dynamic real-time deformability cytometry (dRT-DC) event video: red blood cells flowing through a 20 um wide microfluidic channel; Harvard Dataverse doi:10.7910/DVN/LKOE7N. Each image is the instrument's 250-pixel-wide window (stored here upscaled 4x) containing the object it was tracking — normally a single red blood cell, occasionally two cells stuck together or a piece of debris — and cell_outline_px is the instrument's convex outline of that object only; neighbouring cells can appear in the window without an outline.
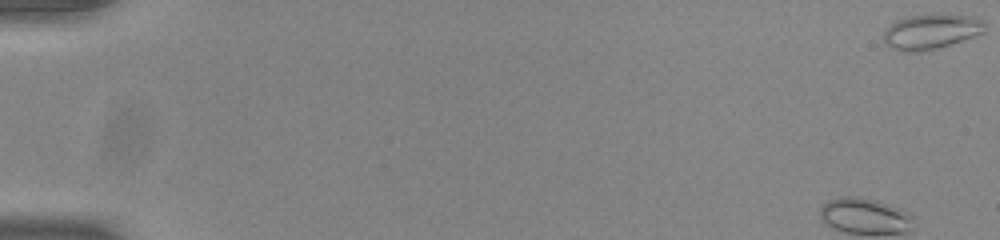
{"species": "common noctule bat (a hibernating species)", "species_latin": "Nyctalus noctula", "temperature_condition": "room temperature", "stored_images_in_passage": 23, "camera_frame_rate_fps": 3000, "um_per_image_px": 0.085, "animal": {"sex": "male", "body_mass_g": 20.0, "forearm_length_mm": 53.3}, "frame": {"image": 1, "passage_image": 1, "time_ms": 0.0, "image_size_px": [1000, 240], "cell_outline_px": [[984, 32], [936, 48], [912, 52], [904, 52], [892, 48], [884, 40], [884, 32], [896, 20], [908, 16], [936, 12], [972, 16], [980, 20], [984, 24]], "centroid_in_image_um": [79.12, 2.64], "position_along_channel_um": 5.9, "area_um2": 20.46}}
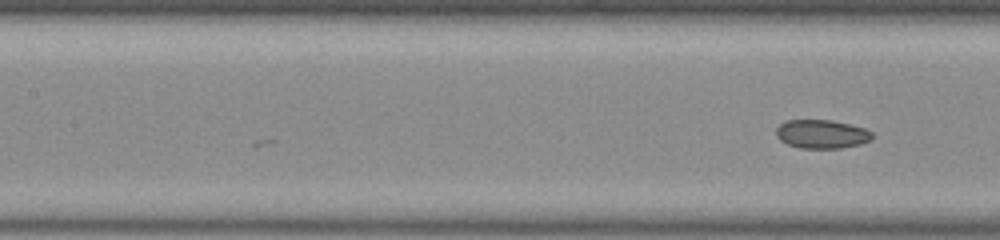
{"frame": {"image": 2, "passage_image": 23, "time_ms": 7.333, "image_size_px": [1000, 240], "cell_outline_px": [[872, 140], [860, 144], [840, 148], [800, 148], [788, 144], [780, 140], [776, 136], [776, 128], [780, 124], [788, 120], [832, 120], [864, 128], [872, 132]], "centroid_in_image_um": [69.84, 11.4], "position_along_channel_um": 137.6, "area_um2": 16.01}}